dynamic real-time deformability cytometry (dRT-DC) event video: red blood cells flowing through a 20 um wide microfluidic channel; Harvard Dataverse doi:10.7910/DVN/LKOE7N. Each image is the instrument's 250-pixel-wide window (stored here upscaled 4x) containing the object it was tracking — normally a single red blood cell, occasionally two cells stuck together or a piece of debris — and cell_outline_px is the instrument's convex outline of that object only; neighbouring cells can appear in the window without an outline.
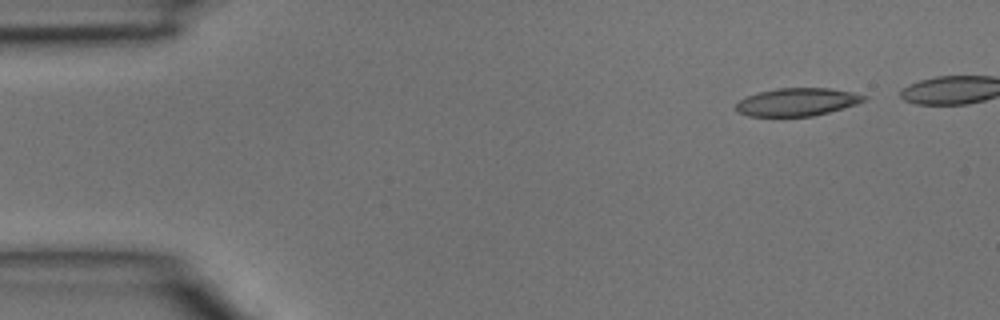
{"species": "common noctule bat (a hibernating species)", "species_latin": "Nyctalus noctula", "temperature_condition": "room temperature", "stored_images_in_passage": 4, "camera_frame_rate_fps": 3000, "um_per_image_px": 0.085, "animal": {"sex": "male", "body_mass_g": 15.6}, "frame": {"image": 1, "passage_image": 1, "time_ms": 0.0, "image_size_px": [1000, 320], "cell_outline_px": [[868, 96], [864, 100], [856, 104], [844, 108], [812, 116], [748, 116], [736, 112], [736, 104], [740, 100], [748, 96], [760, 92], [776, 88], [828, 88], [852, 92]], "centroid_in_image_um": [67.75, 8.67], "position_along_channel_um": 17.3, "area_um2": 20.63}}